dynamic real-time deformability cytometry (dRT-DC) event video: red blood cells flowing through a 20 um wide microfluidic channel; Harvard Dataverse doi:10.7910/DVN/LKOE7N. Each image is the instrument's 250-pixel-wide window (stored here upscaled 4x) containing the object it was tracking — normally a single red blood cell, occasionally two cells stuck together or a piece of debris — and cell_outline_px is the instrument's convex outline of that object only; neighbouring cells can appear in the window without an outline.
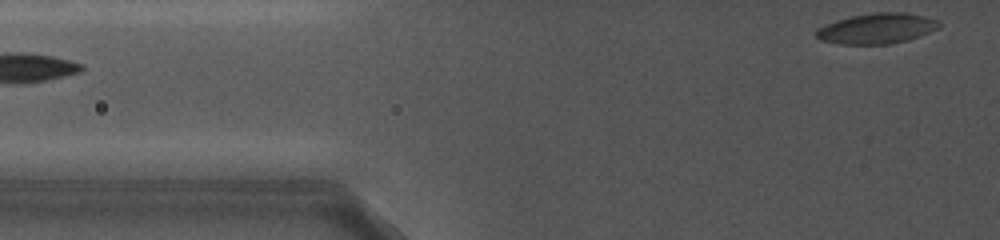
{"species": "common noctule bat (a hibernating species)", "species_latin": "Nyctalus noctula", "temperature_condition": "cold", "stored_images_in_passage": 3, "segment_of_instrument_passage": [2, 2], "camera_frame_rate_fps": 5000, "um_per_image_px": 0.085, "animal": {"sex": "female", "body_mass_g": 19.0, "forearm_length_mm": 56.7}, "frame": {"image": 1, "passage_image": 3, "time_ms": 2.2, "image_size_px": [1000, 240], "cell_outline_px": [[940, 28], [920, 36], [908, 40], [888, 44], [840, 44], [820, 40], [816, 36], [816, 28], [824, 24], [836, 20], [852, 16], [876, 12], [904, 12], [924, 16], [940, 20]], "centroid_in_image_um": [74.54, 2.42], "position_along_channel_um": 51.3, "area_um2": 21.96}}